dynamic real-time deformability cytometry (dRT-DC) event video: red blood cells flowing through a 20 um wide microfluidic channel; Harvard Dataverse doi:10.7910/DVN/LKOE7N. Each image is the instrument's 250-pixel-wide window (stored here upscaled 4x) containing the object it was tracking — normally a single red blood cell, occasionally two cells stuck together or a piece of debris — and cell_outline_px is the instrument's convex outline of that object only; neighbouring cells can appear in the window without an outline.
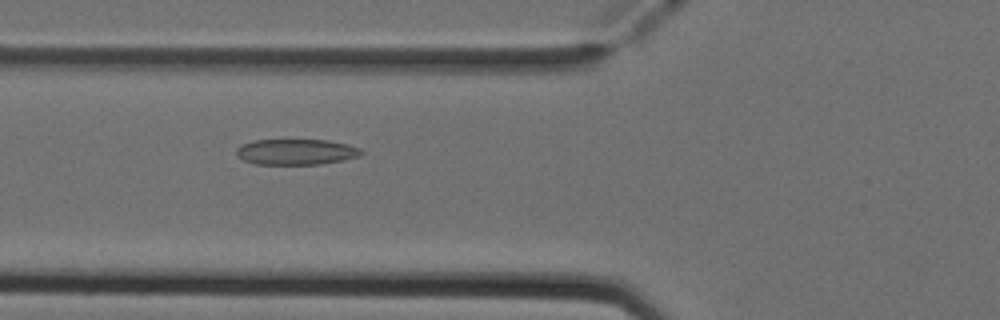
{"species": "Egyptian fruit bat (a non-hibernating species)", "species_latin": "Rousettus aegyptiacus", "temperature_condition": "cold", "stored_images_in_passage": 45, "camera_frame_rate_fps": 3000, "um_per_image_px": 0.085, "animal": {"sex": "female"}, "frame": {"image": 1, "passage_image": 13, "time_ms": 4.0, "image_size_px": [1000, 320], "cell_outline_px": [[364, 152], [360, 156], [320, 164], [256, 164], [244, 160], [236, 156], [236, 148], [240, 144], [256, 140], [328, 140], [348, 144], [360, 148]], "centroid_in_image_um": [25.15, 12.9], "position_along_channel_um": 100.6, "area_um2": 18.73}}
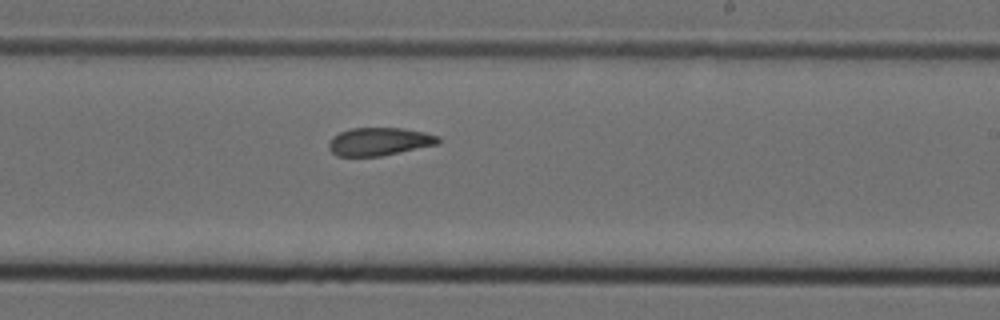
{"frame": {"image": 2, "passage_image": 25, "time_ms": 8.0, "image_size_px": [1000, 320], "cell_outline_px": [[440, 144], [380, 156], [336, 156], [328, 148], [328, 144], [332, 136], [340, 132], [352, 128], [400, 128], [424, 132], [440, 136]], "centroid_in_image_um": [32.24, 12.03], "position_along_channel_um": 256.8, "area_um2": 17.92}}
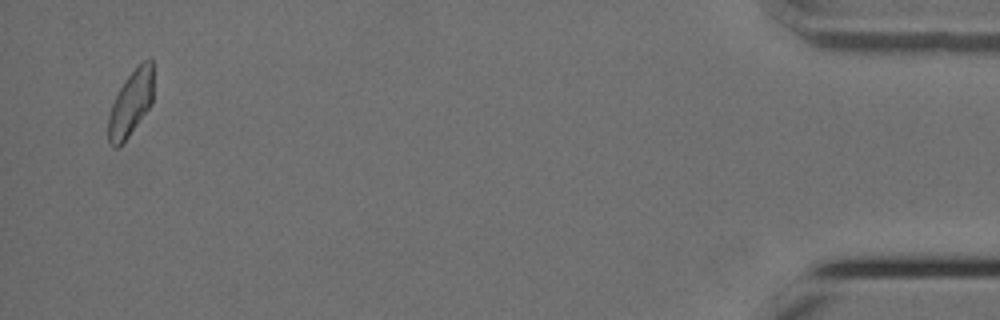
{"frame": {"image": 3, "passage_image": 44, "time_ms": 14.333, "image_size_px": [1000, 320], "cell_outline_px": [[152, 104], [128, 136], [116, 148], [112, 148], [108, 144], [108, 116], [112, 104], [124, 80], [144, 60], [152, 56]], "centroid_in_image_um": [11.1, 8.79], "position_along_channel_um": 424.1, "area_um2": 16.99}, "authors_computed_cell_mechanics": {"area_um2": 18.3226, "velocity_mm_per_s": 3.9084, "shape_relaxation_time_tau1_ms": null, "shape_relaxation_time_tau2_ms": 5.098, "deformation_change_tau1": null, "deformation_change_tau2": 0.1313}}